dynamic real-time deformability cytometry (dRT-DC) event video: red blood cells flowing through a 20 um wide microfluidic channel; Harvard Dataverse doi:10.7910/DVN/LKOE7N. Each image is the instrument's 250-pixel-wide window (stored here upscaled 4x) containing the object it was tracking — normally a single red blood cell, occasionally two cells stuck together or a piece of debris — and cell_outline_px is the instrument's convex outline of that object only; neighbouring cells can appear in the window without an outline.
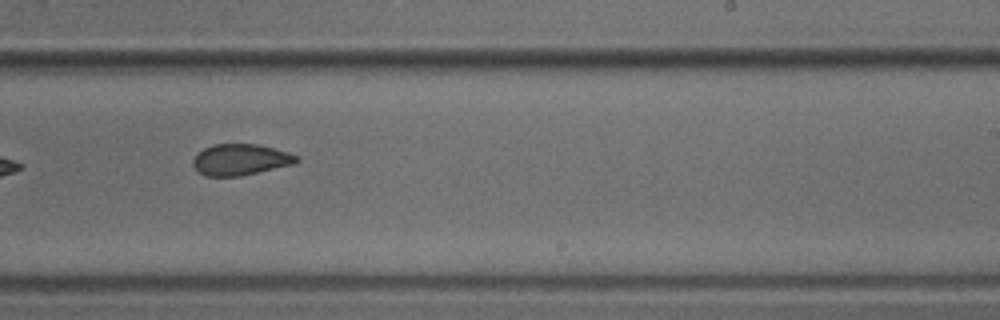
{"species": "common noctule bat (a hibernating species)", "species_latin": "Nyctalus noctula", "temperature_condition": "cold", "stored_images_in_passage": 9, "camera_frame_rate_fps": 3000, "um_per_image_px": 0.085, "animal": {"sex": "male", "body_mass_g": 18.8}, "frame": {"image": 1, "passage_image": 9, "time_ms": 2.667, "image_size_px": [1000, 320], "cell_outline_px": [[300, 160], [292, 164], [240, 176], [204, 176], [192, 164], [192, 160], [196, 152], [212, 144], [256, 144], [288, 152], [300, 156]], "centroid_in_image_um": [20.41, 13.56], "position_along_channel_um": 268.6, "area_um2": 18.79}}